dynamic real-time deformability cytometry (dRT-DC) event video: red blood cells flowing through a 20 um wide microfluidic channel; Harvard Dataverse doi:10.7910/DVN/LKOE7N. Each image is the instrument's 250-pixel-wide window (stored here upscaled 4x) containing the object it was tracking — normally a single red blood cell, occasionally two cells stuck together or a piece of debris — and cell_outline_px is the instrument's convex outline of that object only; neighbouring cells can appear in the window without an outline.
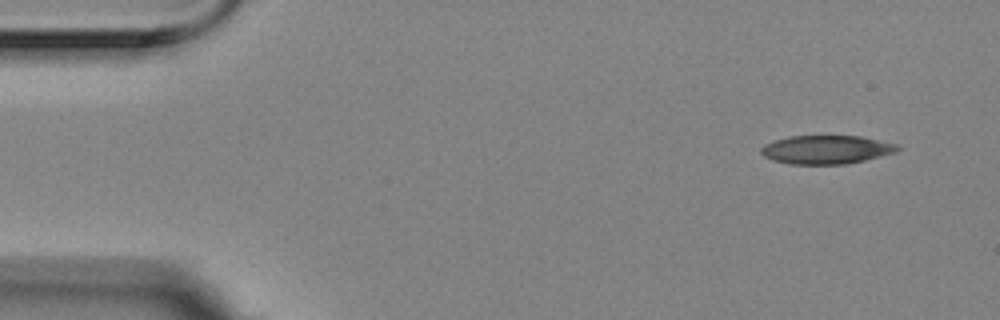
{"species": "Egyptian fruit bat (a non-hibernating species)", "species_latin": "Rousettus aegyptiacus", "temperature_condition": "room temperature", "stored_images_in_passage": 4, "camera_frame_rate_fps": 3000, "um_per_image_px": 0.085, "animal": {"sex": "female"}, "frame": {"image": 1, "passage_image": 1, "time_ms": 0.0, "image_size_px": [1000, 320], "cell_outline_px": [[900, 148], [896, 152], [864, 160], [844, 164], [792, 164], [772, 160], [764, 156], [760, 152], [760, 148], [764, 144], [776, 140], [792, 136], [860, 136], [896, 144]], "centroid_in_image_um": [70.21, 12.72], "position_along_channel_um": 14.8, "area_um2": 22.48}}
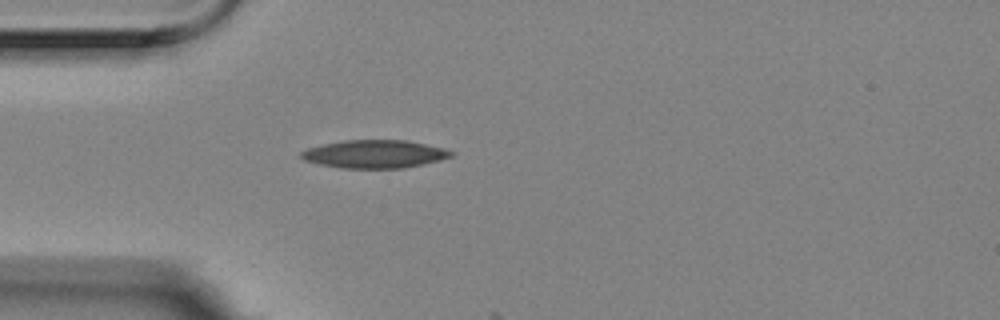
{"frame": {"image": 2, "passage_image": 4, "time_ms": 1.0, "image_size_px": [1000, 320], "cell_outline_px": [[452, 156], [440, 160], [424, 164], [404, 168], [340, 168], [320, 164], [304, 160], [300, 156], [300, 152], [308, 148], [324, 144], [344, 140], [404, 140], [444, 148], [452, 152]], "centroid_in_image_um": [31.82, 13.1], "position_along_channel_um": 53.2, "area_um2": 24.33}}